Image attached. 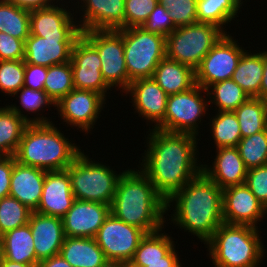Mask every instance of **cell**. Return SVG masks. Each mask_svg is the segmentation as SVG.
Returning a JSON list of instances; mask_svg holds the SVG:
<instances>
[{"mask_svg": "<svg viewBox=\"0 0 267 267\" xmlns=\"http://www.w3.org/2000/svg\"><path fill=\"white\" fill-rule=\"evenodd\" d=\"M158 3V0H125L124 29L141 27Z\"/></svg>", "mask_w": 267, "mask_h": 267, "instance_id": "60d3db41", "label": "cell"}, {"mask_svg": "<svg viewBox=\"0 0 267 267\" xmlns=\"http://www.w3.org/2000/svg\"><path fill=\"white\" fill-rule=\"evenodd\" d=\"M101 267H124V261H106Z\"/></svg>", "mask_w": 267, "mask_h": 267, "instance_id": "db71d44e", "label": "cell"}, {"mask_svg": "<svg viewBox=\"0 0 267 267\" xmlns=\"http://www.w3.org/2000/svg\"><path fill=\"white\" fill-rule=\"evenodd\" d=\"M70 63L74 89L91 90L105 98L110 87L101 73V59L97 50L82 35L73 45Z\"/></svg>", "mask_w": 267, "mask_h": 267, "instance_id": "4fadbf2b", "label": "cell"}, {"mask_svg": "<svg viewBox=\"0 0 267 267\" xmlns=\"http://www.w3.org/2000/svg\"><path fill=\"white\" fill-rule=\"evenodd\" d=\"M258 227L221 224L204 244L215 267H256L264 254Z\"/></svg>", "mask_w": 267, "mask_h": 267, "instance_id": "5b68a950", "label": "cell"}, {"mask_svg": "<svg viewBox=\"0 0 267 267\" xmlns=\"http://www.w3.org/2000/svg\"><path fill=\"white\" fill-rule=\"evenodd\" d=\"M1 237L5 259L24 264H38L29 224L8 231Z\"/></svg>", "mask_w": 267, "mask_h": 267, "instance_id": "83f0119b", "label": "cell"}, {"mask_svg": "<svg viewBox=\"0 0 267 267\" xmlns=\"http://www.w3.org/2000/svg\"><path fill=\"white\" fill-rule=\"evenodd\" d=\"M124 267H139V266H136L131 261H128V262H124Z\"/></svg>", "mask_w": 267, "mask_h": 267, "instance_id": "9f6ffc18", "label": "cell"}, {"mask_svg": "<svg viewBox=\"0 0 267 267\" xmlns=\"http://www.w3.org/2000/svg\"><path fill=\"white\" fill-rule=\"evenodd\" d=\"M30 10L0 0V32L25 40L30 35Z\"/></svg>", "mask_w": 267, "mask_h": 267, "instance_id": "d6a6232c", "label": "cell"}, {"mask_svg": "<svg viewBox=\"0 0 267 267\" xmlns=\"http://www.w3.org/2000/svg\"><path fill=\"white\" fill-rule=\"evenodd\" d=\"M245 185L267 209V164L249 169Z\"/></svg>", "mask_w": 267, "mask_h": 267, "instance_id": "7bdbcfd3", "label": "cell"}, {"mask_svg": "<svg viewBox=\"0 0 267 267\" xmlns=\"http://www.w3.org/2000/svg\"><path fill=\"white\" fill-rule=\"evenodd\" d=\"M19 107L11 105L0 108V155L14 156L24 130L29 124L51 123L47 117L29 119L21 114Z\"/></svg>", "mask_w": 267, "mask_h": 267, "instance_id": "d4e9b609", "label": "cell"}, {"mask_svg": "<svg viewBox=\"0 0 267 267\" xmlns=\"http://www.w3.org/2000/svg\"><path fill=\"white\" fill-rule=\"evenodd\" d=\"M213 169L202 165V172L222 190L245 183L248 169L237 147L217 148ZM205 166V167H204Z\"/></svg>", "mask_w": 267, "mask_h": 267, "instance_id": "603a6c76", "label": "cell"}, {"mask_svg": "<svg viewBox=\"0 0 267 267\" xmlns=\"http://www.w3.org/2000/svg\"><path fill=\"white\" fill-rule=\"evenodd\" d=\"M1 267H37V264H24L4 258Z\"/></svg>", "mask_w": 267, "mask_h": 267, "instance_id": "f5cc1de1", "label": "cell"}, {"mask_svg": "<svg viewBox=\"0 0 267 267\" xmlns=\"http://www.w3.org/2000/svg\"><path fill=\"white\" fill-rule=\"evenodd\" d=\"M264 104H265V109L267 112V95L263 98Z\"/></svg>", "mask_w": 267, "mask_h": 267, "instance_id": "6f0895ef", "label": "cell"}, {"mask_svg": "<svg viewBox=\"0 0 267 267\" xmlns=\"http://www.w3.org/2000/svg\"><path fill=\"white\" fill-rule=\"evenodd\" d=\"M241 5L239 0H197V22L209 23L224 30L223 25L236 18Z\"/></svg>", "mask_w": 267, "mask_h": 267, "instance_id": "4dcf8cb0", "label": "cell"}, {"mask_svg": "<svg viewBox=\"0 0 267 267\" xmlns=\"http://www.w3.org/2000/svg\"><path fill=\"white\" fill-rule=\"evenodd\" d=\"M21 8H25L28 10L46 8L52 6V0H8ZM52 2V3H51ZM50 3V4H49Z\"/></svg>", "mask_w": 267, "mask_h": 267, "instance_id": "c3c4849f", "label": "cell"}, {"mask_svg": "<svg viewBox=\"0 0 267 267\" xmlns=\"http://www.w3.org/2000/svg\"><path fill=\"white\" fill-rule=\"evenodd\" d=\"M223 222L230 225L256 224L263 219L267 209L244 184L223 189ZM258 221V222H257Z\"/></svg>", "mask_w": 267, "mask_h": 267, "instance_id": "9a60e30c", "label": "cell"}, {"mask_svg": "<svg viewBox=\"0 0 267 267\" xmlns=\"http://www.w3.org/2000/svg\"><path fill=\"white\" fill-rule=\"evenodd\" d=\"M147 138L148 148L140 170L167 201L202 172V164H196L197 139L192 134L157 128H153Z\"/></svg>", "mask_w": 267, "mask_h": 267, "instance_id": "6da1fadb", "label": "cell"}, {"mask_svg": "<svg viewBox=\"0 0 267 267\" xmlns=\"http://www.w3.org/2000/svg\"><path fill=\"white\" fill-rule=\"evenodd\" d=\"M59 254L72 267H101L107 261L94 238L65 237Z\"/></svg>", "mask_w": 267, "mask_h": 267, "instance_id": "4316f807", "label": "cell"}, {"mask_svg": "<svg viewBox=\"0 0 267 267\" xmlns=\"http://www.w3.org/2000/svg\"><path fill=\"white\" fill-rule=\"evenodd\" d=\"M32 212L16 198L7 196L0 199V236L28 224Z\"/></svg>", "mask_w": 267, "mask_h": 267, "instance_id": "74e56055", "label": "cell"}, {"mask_svg": "<svg viewBox=\"0 0 267 267\" xmlns=\"http://www.w3.org/2000/svg\"><path fill=\"white\" fill-rule=\"evenodd\" d=\"M145 235L146 233L142 229L128 225L110 213L94 239L102 249L107 261L128 262L133 258Z\"/></svg>", "mask_w": 267, "mask_h": 267, "instance_id": "7c38bea8", "label": "cell"}, {"mask_svg": "<svg viewBox=\"0 0 267 267\" xmlns=\"http://www.w3.org/2000/svg\"><path fill=\"white\" fill-rule=\"evenodd\" d=\"M111 213L146 234L162 230L166 201L141 170H126L120 176Z\"/></svg>", "mask_w": 267, "mask_h": 267, "instance_id": "3957f363", "label": "cell"}, {"mask_svg": "<svg viewBox=\"0 0 267 267\" xmlns=\"http://www.w3.org/2000/svg\"><path fill=\"white\" fill-rule=\"evenodd\" d=\"M68 140L53 123L29 124L14 154L15 160L45 171L65 170L81 152Z\"/></svg>", "mask_w": 267, "mask_h": 267, "instance_id": "277c9868", "label": "cell"}, {"mask_svg": "<svg viewBox=\"0 0 267 267\" xmlns=\"http://www.w3.org/2000/svg\"><path fill=\"white\" fill-rule=\"evenodd\" d=\"M111 213V205L75 200L62 217L65 237L94 238Z\"/></svg>", "mask_w": 267, "mask_h": 267, "instance_id": "2e32d148", "label": "cell"}, {"mask_svg": "<svg viewBox=\"0 0 267 267\" xmlns=\"http://www.w3.org/2000/svg\"><path fill=\"white\" fill-rule=\"evenodd\" d=\"M203 90L195 84L186 91L168 96L164 131L198 135V122H201V116L206 114L209 105L201 95Z\"/></svg>", "mask_w": 267, "mask_h": 267, "instance_id": "30bf717a", "label": "cell"}, {"mask_svg": "<svg viewBox=\"0 0 267 267\" xmlns=\"http://www.w3.org/2000/svg\"><path fill=\"white\" fill-rule=\"evenodd\" d=\"M125 64L128 78L153 77L157 65L166 57V37L142 27L123 29Z\"/></svg>", "mask_w": 267, "mask_h": 267, "instance_id": "ba28073f", "label": "cell"}, {"mask_svg": "<svg viewBox=\"0 0 267 267\" xmlns=\"http://www.w3.org/2000/svg\"><path fill=\"white\" fill-rule=\"evenodd\" d=\"M175 247L166 255V262L145 263V267H175L179 263Z\"/></svg>", "mask_w": 267, "mask_h": 267, "instance_id": "f907efd6", "label": "cell"}, {"mask_svg": "<svg viewBox=\"0 0 267 267\" xmlns=\"http://www.w3.org/2000/svg\"><path fill=\"white\" fill-rule=\"evenodd\" d=\"M25 42L0 32V61L23 60Z\"/></svg>", "mask_w": 267, "mask_h": 267, "instance_id": "f6af8a7d", "label": "cell"}, {"mask_svg": "<svg viewBox=\"0 0 267 267\" xmlns=\"http://www.w3.org/2000/svg\"><path fill=\"white\" fill-rule=\"evenodd\" d=\"M73 89L72 66L70 61L48 67L43 90L54 104Z\"/></svg>", "mask_w": 267, "mask_h": 267, "instance_id": "d590c367", "label": "cell"}, {"mask_svg": "<svg viewBox=\"0 0 267 267\" xmlns=\"http://www.w3.org/2000/svg\"><path fill=\"white\" fill-rule=\"evenodd\" d=\"M225 32L209 23L177 27L166 37V57L195 71Z\"/></svg>", "mask_w": 267, "mask_h": 267, "instance_id": "52a82bcc", "label": "cell"}, {"mask_svg": "<svg viewBox=\"0 0 267 267\" xmlns=\"http://www.w3.org/2000/svg\"><path fill=\"white\" fill-rule=\"evenodd\" d=\"M125 92L131 93L137 113L147 120L156 122L153 127L164 131L168 95L156 81L152 77L134 80Z\"/></svg>", "mask_w": 267, "mask_h": 267, "instance_id": "ac0fdd59", "label": "cell"}, {"mask_svg": "<svg viewBox=\"0 0 267 267\" xmlns=\"http://www.w3.org/2000/svg\"><path fill=\"white\" fill-rule=\"evenodd\" d=\"M144 30L167 37L177 27L173 24L168 10L159 3L141 26Z\"/></svg>", "mask_w": 267, "mask_h": 267, "instance_id": "b9f144b4", "label": "cell"}, {"mask_svg": "<svg viewBox=\"0 0 267 267\" xmlns=\"http://www.w3.org/2000/svg\"><path fill=\"white\" fill-rule=\"evenodd\" d=\"M217 113L210 125L216 149L220 147H237L242 137L234 111H218Z\"/></svg>", "mask_w": 267, "mask_h": 267, "instance_id": "e575fe53", "label": "cell"}, {"mask_svg": "<svg viewBox=\"0 0 267 267\" xmlns=\"http://www.w3.org/2000/svg\"><path fill=\"white\" fill-rule=\"evenodd\" d=\"M77 39H51L29 35L25 40L24 61L32 65L50 67L67 63Z\"/></svg>", "mask_w": 267, "mask_h": 267, "instance_id": "44dd1931", "label": "cell"}, {"mask_svg": "<svg viewBox=\"0 0 267 267\" xmlns=\"http://www.w3.org/2000/svg\"><path fill=\"white\" fill-rule=\"evenodd\" d=\"M263 63V77L260 85V98L263 99L267 95V51L260 52Z\"/></svg>", "mask_w": 267, "mask_h": 267, "instance_id": "816d5d0a", "label": "cell"}, {"mask_svg": "<svg viewBox=\"0 0 267 267\" xmlns=\"http://www.w3.org/2000/svg\"><path fill=\"white\" fill-rule=\"evenodd\" d=\"M14 156H0V199L9 196Z\"/></svg>", "mask_w": 267, "mask_h": 267, "instance_id": "7dc6e473", "label": "cell"}, {"mask_svg": "<svg viewBox=\"0 0 267 267\" xmlns=\"http://www.w3.org/2000/svg\"><path fill=\"white\" fill-rule=\"evenodd\" d=\"M36 258L41 261L60 253L65 239L62 218L33 211L29 218Z\"/></svg>", "mask_w": 267, "mask_h": 267, "instance_id": "ffe728a7", "label": "cell"}, {"mask_svg": "<svg viewBox=\"0 0 267 267\" xmlns=\"http://www.w3.org/2000/svg\"><path fill=\"white\" fill-rule=\"evenodd\" d=\"M48 67L25 63L24 85L34 90H43Z\"/></svg>", "mask_w": 267, "mask_h": 267, "instance_id": "bcb514c9", "label": "cell"}, {"mask_svg": "<svg viewBox=\"0 0 267 267\" xmlns=\"http://www.w3.org/2000/svg\"><path fill=\"white\" fill-rule=\"evenodd\" d=\"M105 99L91 90L73 89L56 104L63 122L88 132L99 117Z\"/></svg>", "mask_w": 267, "mask_h": 267, "instance_id": "5bb4252c", "label": "cell"}, {"mask_svg": "<svg viewBox=\"0 0 267 267\" xmlns=\"http://www.w3.org/2000/svg\"><path fill=\"white\" fill-rule=\"evenodd\" d=\"M81 35L97 50L106 84L126 91L131 81L125 64L123 29L87 30Z\"/></svg>", "mask_w": 267, "mask_h": 267, "instance_id": "9c48e42d", "label": "cell"}, {"mask_svg": "<svg viewBox=\"0 0 267 267\" xmlns=\"http://www.w3.org/2000/svg\"><path fill=\"white\" fill-rule=\"evenodd\" d=\"M222 196L223 190L201 172L166 201V211L176 201L171 221L206 243L224 223Z\"/></svg>", "mask_w": 267, "mask_h": 267, "instance_id": "7a4b0ae2", "label": "cell"}, {"mask_svg": "<svg viewBox=\"0 0 267 267\" xmlns=\"http://www.w3.org/2000/svg\"><path fill=\"white\" fill-rule=\"evenodd\" d=\"M20 104L28 112H38L43 106H55L44 90H34L23 86L19 91ZM21 92V93H20Z\"/></svg>", "mask_w": 267, "mask_h": 267, "instance_id": "ee69618b", "label": "cell"}, {"mask_svg": "<svg viewBox=\"0 0 267 267\" xmlns=\"http://www.w3.org/2000/svg\"><path fill=\"white\" fill-rule=\"evenodd\" d=\"M37 267H72L60 254L38 262Z\"/></svg>", "mask_w": 267, "mask_h": 267, "instance_id": "681fc988", "label": "cell"}, {"mask_svg": "<svg viewBox=\"0 0 267 267\" xmlns=\"http://www.w3.org/2000/svg\"><path fill=\"white\" fill-rule=\"evenodd\" d=\"M3 260H4L3 241L2 237L0 236V267L2 265Z\"/></svg>", "mask_w": 267, "mask_h": 267, "instance_id": "11a10c76", "label": "cell"}, {"mask_svg": "<svg viewBox=\"0 0 267 267\" xmlns=\"http://www.w3.org/2000/svg\"><path fill=\"white\" fill-rule=\"evenodd\" d=\"M211 88V89H210ZM209 90H212L211 93ZM212 99L208 104L214 103L218 111H234L250 96L233 79L216 82L204 90Z\"/></svg>", "mask_w": 267, "mask_h": 267, "instance_id": "836d02e7", "label": "cell"}, {"mask_svg": "<svg viewBox=\"0 0 267 267\" xmlns=\"http://www.w3.org/2000/svg\"><path fill=\"white\" fill-rule=\"evenodd\" d=\"M244 53L237 41L226 33L212 47L195 70V83L204 89L216 82L232 79Z\"/></svg>", "mask_w": 267, "mask_h": 267, "instance_id": "8fae6325", "label": "cell"}, {"mask_svg": "<svg viewBox=\"0 0 267 267\" xmlns=\"http://www.w3.org/2000/svg\"><path fill=\"white\" fill-rule=\"evenodd\" d=\"M237 148L246 168L252 169L267 164V129L249 137H243Z\"/></svg>", "mask_w": 267, "mask_h": 267, "instance_id": "8d00e7d4", "label": "cell"}, {"mask_svg": "<svg viewBox=\"0 0 267 267\" xmlns=\"http://www.w3.org/2000/svg\"><path fill=\"white\" fill-rule=\"evenodd\" d=\"M170 13L176 27L197 23V0H158Z\"/></svg>", "mask_w": 267, "mask_h": 267, "instance_id": "ab89813d", "label": "cell"}, {"mask_svg": "<svg viewBox=\"0 0 267 267\" xmlns=\"http://www.w3.org/2000/svg\"><path fill=\"white\" fill-rule=\"evenodd\" d=\"M25 61H0V90L3 93L17 95L24 85Z\"/></svg>", "mask_w": 267, "mask_h": 267, "instance_id": "f35d334b", "label": "cell"}, {"mask_svg": "<svg viewBox=\"0 0 267 267\" xmlns=\"http://www.w3.org/2000/svg\"><path fill=\"white\" fill-rule=\"evenodd\" d=\"M152 78L168 96L186 91L196 84L195 71L191 67L167 57L157 65Z\"/></svg>", "mask_w": 267, "mask_h": 267, "instance_id": "484cf974", "label": "cell"}, {"mask_svg": "<svg viewBox=\"0 0 267 267\" xmlns=\"http://www.w3.org/2000/svg\"><path fill=\"white\" fill-rule=\"evenodd\" d=\"M46 171L15 160L9 196L35 211L40 203Z\"/></svg>", "mask_w": 267, "mask_h": 267, "instance_id": "cb8c5ba5", "label": "cell"}, {"mask_svg": "<svg viewBox=\"0 0 267 267\" xmlns=\"http://www.w3.org/2000/svg\"><path fill=\"white\" fill-rule=\"evenodd\" d=\"M75 200L68 172L46 171L41 200L35 212L62 218Z\"/></svg>", "mask_w": 267, "mask_h": 267, "instance_id": "d6986e66", "label": "cell"}, {"mask_svg": "<svg viewBox=\"0 0 267 267\" xmlns=\"http://www.w3.org/2000/svg\"><path fill=\"white\" fill-rule=\"evenodd\" d=\"M89 159L80 152L65 169L70 177L72 193L76 200L111 205L122 173L116 174L109 166Z\"/></svg>", "mask_w": 267, "mask_h": 267, "instance_id": "8992f818", "label": "cell"}, {"mask_svg": "<svg viewBox=\"0 0 267 267\" xmlns=\"http://www.w3.org/2000/svg\"><path fill=\"white\" fill-rule=\"evenodd\" d=\"M161 231L148 233L141 239L131 259L134 265L145 267V263L166 262V255L174 248V241Z\"/></svg>", "mask_w": 267, "mask_h": 267, "instance_id": "f546056e", "label": "cell"}, {"mask_svg": "<svg viewBox=\"0 0 267 267\" xmlns=\"http://www.w3.org/2000/svg\"><path fill=\"white\" fill-rule=\"evenodd\" d=\"M175 267H181V264H180V262L175 266Z\"/></svg>", "mask_w": 267, "mask_h": 267, "instance_id": "680465c9", "label": "cell"}, {"mask_svg": "<svg viewBox=\"0 0 267 267\" xmlns=\"http://www.w3.org/2000/svg\"><path fill=\"white\" fill-rule=\"evenodd\" d=\"M65 8L50 7L30 10V35L51 39H78L82 34ZM75 23V24H74Z\"/></svg>", "mask_w": 267, "mask_h": 267, "instance_id": "e0dca14e", "label": "cell"}, {"mask_svg": "<svg viewBox=\"0 0 267 267\" xmlns=\"http://www.w3.org/2000/svg\"><path fill=\"white\" fill-rule=\"evenodd\" d=\"M85 13L79 29L118 30L124 29L125 0H81Z\"/></svg>", "mask_w": 267, "mask_h": 267, "instance_id": "7402d4cb", "label": "cell"}, {"mask_svg": "<svg viewBox=\"0 0 267 267\" xmlns=\"http://www.w3.org/2000/svg\"><path fill=\"white\" fill-rule=\"evenodd\" d=\"M234 113L237 117L241 137H249L267 129V112L263 99L249 97Z\"/></svg>", "mask_w": 267, "mask_h": 267, "instance_id": "1f68e13d", "label": "cell"}, {"mask_svg": "<svg viewBox=\"0 0 267 267\" xmlns=\"http://www.w3.org/2000/svg\"><path fill=\"white\" fill-rule=\"evenodd\" d=\"M263 77V63L260 53L244 52L238 62L232 79L250 97L260 98V85Z\"/></svg>", "mask_w": 267, "mask_h": 267, "instance_id": "f1b7e54d", "label": "cell"}]
</instances>
